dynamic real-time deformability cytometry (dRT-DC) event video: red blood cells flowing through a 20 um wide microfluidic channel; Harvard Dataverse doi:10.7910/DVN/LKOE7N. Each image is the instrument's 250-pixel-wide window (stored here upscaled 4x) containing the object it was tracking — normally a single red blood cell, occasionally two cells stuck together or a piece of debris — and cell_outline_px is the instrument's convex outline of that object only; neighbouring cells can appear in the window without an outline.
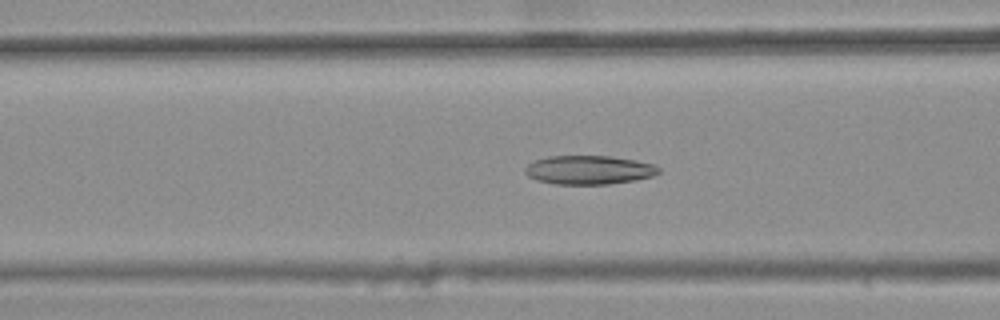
{"species": "common noctule bat (a hibernating species)", "species_latin": "Nyctalus noctula", "temperature_condition": "warm", "stored_images_in_passage": 46, "camera_frame_rate_fps": 3000, "um_per_image_px": 0.085, "animal": {"sex": "female", "body_mass_g": 25.1}, "frame": {"image": 1, "passage_image": 21, "time_ms": 6.667, "image_size_px": [1000, 320], "cell_outline_px": [[660, 172], [652, 176], [636, 180], [608, 184], [556, 184], [536, 180], [528, 176], [524, 172], [524, 168], [528, 164], [536, 160], [548, 156], [608, 156], [636, 160], [656, 164], [660, 168]], "centroid_in_image_um": [50.07, 14.44], "position_along_channel_um": 116.5, "area_um2": 22.54}}
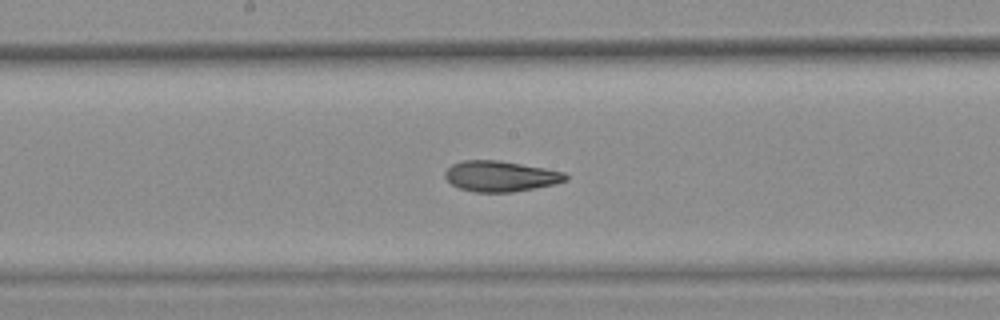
{"frame": {"image": 2, "passage_image": 28, "time_ms": 9.0, "image_size_px": [1000, 320], "cell_outline_px": [[568, 180], [556, 184], [512, 192], [476, 192], [460, 188], [452, 184], [444, 176], [444, 172], [452, 164], [464, 160], [496, 160], [544, 168], [564, 172], [568, 176]], "centroid_in_image_um": [42.55, 14.98], "position_along_channel_um": 205.7, "area_um2": 21.39}}
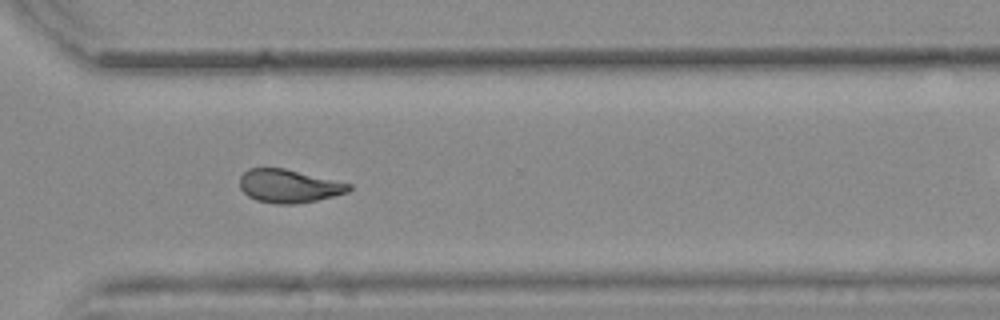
{"frame": {"image": 3, "passage_image": 39, "time_ms": 12.667, "image_size_px": [1000, 320], "cell_outline_px": [[352, 188], [348, 192], [316, 200], [296, 204], [276, 204], [256, 200], [248, 196], [240, 188], [240, 176], [248, 168], [284, 168], [352, 184]], "centroid_in_image_um": [24.54, 15.81], "position_along_channel_um": 346.1, "area_um2": 21.1}, "authors_computed_cell_mechanics": {"area_um2": 22.4842, "velocity_mm_per_s": 3.8193, "shape_relaxation_time_tau1_ms": null, "shape_relaxation_time_tau2_ms": 3.0278, "deformation_change_tau1": null, "deformation_change_tau2": 0.1039}}